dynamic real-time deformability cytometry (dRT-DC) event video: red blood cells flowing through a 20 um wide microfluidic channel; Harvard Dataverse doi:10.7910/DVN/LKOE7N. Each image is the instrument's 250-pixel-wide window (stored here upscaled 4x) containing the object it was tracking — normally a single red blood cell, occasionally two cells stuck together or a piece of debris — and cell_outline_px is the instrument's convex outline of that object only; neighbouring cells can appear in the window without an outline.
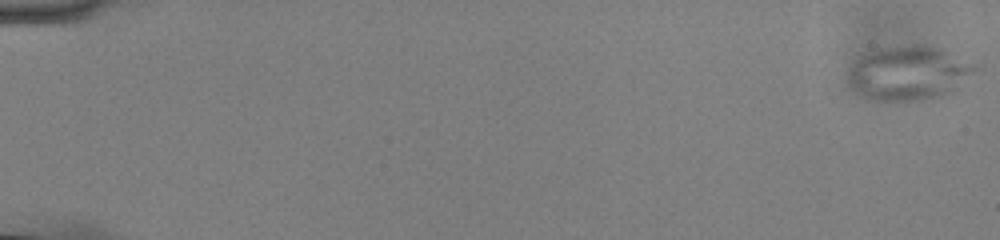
{"species": "common noctule bat (a hibernating species)", "species_latin": "Nyctalus noctula", "temperature_condition": "cold", "stored_images_in_passage": 57, "camera_frame_rate_fps": 3000, "um_per_image_px": 0.085, "animal": {"sex": "male", "body_mass_g": 13.0, "forearm_length_mm": 53.1}, "frame": {"image": 1, "passage_image": 1, "time_ms": 0.0, "image_size_px": [1000, 240], "cell_outline_px": [[984, 68], [952, 92], [940, 96], [920, 100], [872, 100], [864, 96], [852, 88], [848, 84], [848, 68], [860, 56], [876, 48], [916, 44], [932, 48], [984, 64]], "centroid_in_image_um": [77.31, 6.21], "position_along_channel_um": 7.7, "area_um2": 40.58}}
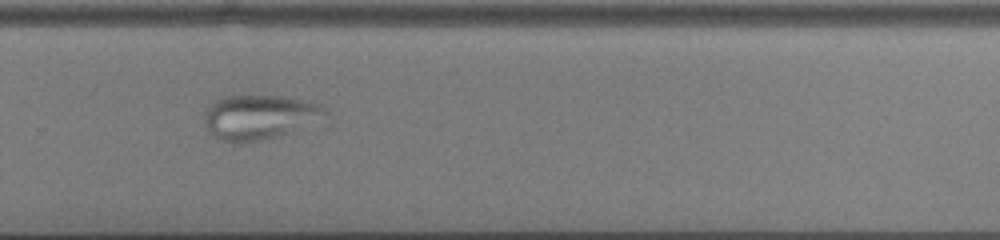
{"frame": {"image": 2, "passage_image": 40, "time_ms": 13.0, "image_size_px": [1000, 240], "cell_outline_px": [[328, 112], [292, 132], [244, 144], [232, 144], [216, 136], [204, 124], [204, 112], [216, 100], [224, 96], [284, 96], [320, 104]], "centroid_in_image_um": [21.98, 9.96], "position_along_channel_um": 307.8, "area_um2": 30.81}}
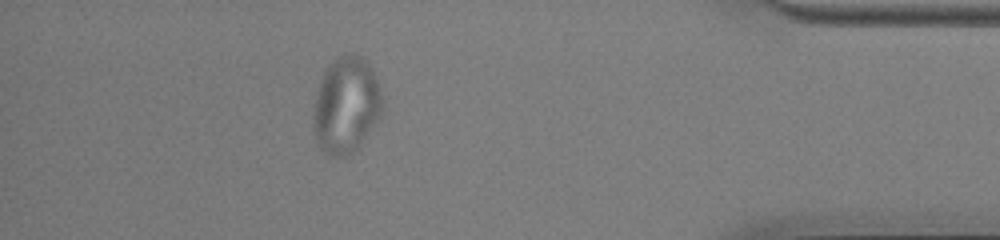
{"frame": {"image": 3, "passage_image": 51, "time_ms": 16.667, "image_size_px": [1000, 240], "cell_outline_px": [[384, 108], [380, 116], [360, 148], [352, 156], [328, 156], [316, 140], [312, 128], [312, 112], [316, 96], [324, 68], [332, 60], [344, 52], [352, 52], [360, 56], [372, 68], [380, 88], [384, 100]], "centroid_in_image_um": [29.43, 8.95], "position_along_channel_um": 405.8, "area_um2": 39.82}}